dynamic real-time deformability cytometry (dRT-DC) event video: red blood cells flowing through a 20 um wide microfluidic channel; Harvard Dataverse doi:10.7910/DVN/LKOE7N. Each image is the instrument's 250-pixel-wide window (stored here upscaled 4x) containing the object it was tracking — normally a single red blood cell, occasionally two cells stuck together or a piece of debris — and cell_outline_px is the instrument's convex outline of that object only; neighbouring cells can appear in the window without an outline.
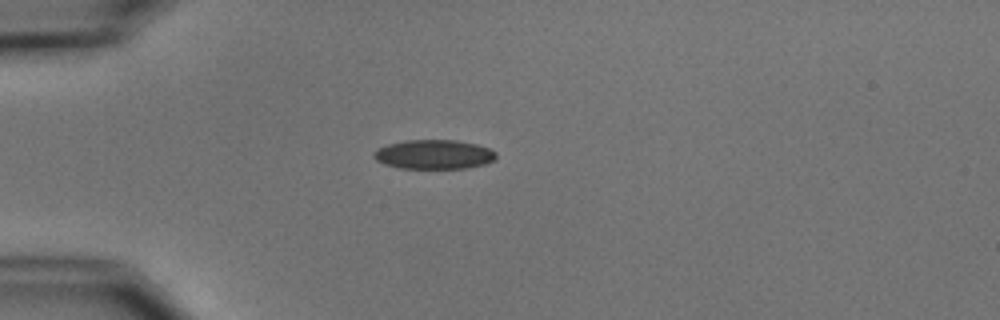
{"species": "common noctule bat (a hibernating species)", "species_latin": "Nyctalus noctula", "temperature_condition": "cold", "stored_images_in_passage": 3, "camera_frame_rate_fps": 3000, "um_per_image_px": 0.085, "animal": {"sex": "male", "body_mass_g": 15.6}, "frame": {"image": 1, "passage_image": 1, "time_ms": 0.0, "image_size_px": [1000, 320], "cell_outline_px": [[496, 156], [492, 160], [484, 164], [468, 168], [400, 168], [384, 164], [376, 160], [372, 156], [372, 152], [376, 148], [388, 144], [404, 140], [456, 140], [476, 144], [488, 148], [496, 152]], "centroid_in_image_um": [36.83, 13.12], "position_along_channel_um": 48.2, "area_um2": 20.92}}